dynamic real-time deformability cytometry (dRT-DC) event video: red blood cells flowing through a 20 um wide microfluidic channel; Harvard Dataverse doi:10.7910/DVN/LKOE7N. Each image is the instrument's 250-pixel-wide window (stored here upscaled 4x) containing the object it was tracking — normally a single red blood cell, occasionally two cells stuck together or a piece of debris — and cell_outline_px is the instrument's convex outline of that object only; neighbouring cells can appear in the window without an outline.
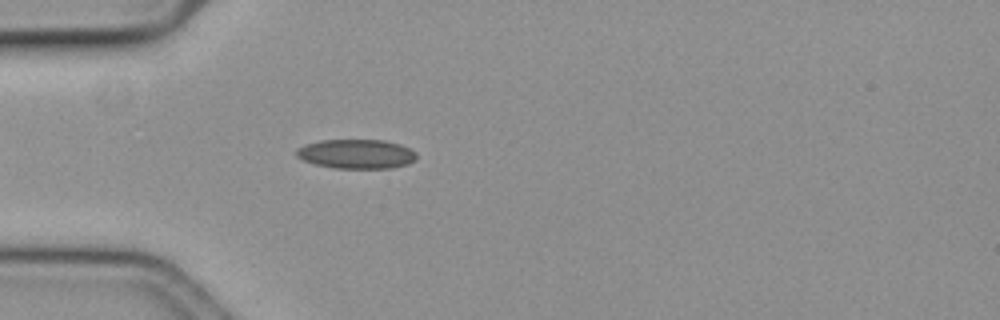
{"species": "common noctule bat (a hibernating species)", "species_latin": "Nyctalus noctula", "temperature_condition": "cold", "stored_images_in_passage": 46, "camera_frame_rate_fps": 3000, "um_per_image_px": 0.085, "animal": {"sex": "female", "body_mass_g": 19.3, "forearm_length_mm": 54.1}, "frame": {"image": 1, "passage_image": 6, "time_ms": 1.667, "image_size_px": [1000, 320], "cell_outline_px": [[416, 160], [408, 164], [392, 168], [332, 168], [316, 164], [304, 160], [296, 156], [296, 148], [304, 144], [320, 140], [384, 140], [400, 144], [416, 152]], "centroid_in_image_um": [30.29, 13.08], "position_along_channel_um": 54.7, "area_um2": 20.63}}
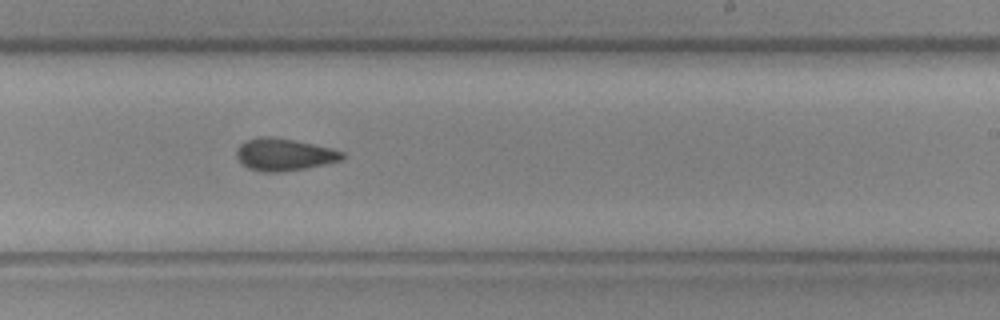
{"frame": {"image": 2, "passage_image": 24, "time_ms": 7.667, "image_size_px": [1000, 320], "cell_outline_px": [[344, 160], [304, 168], [280, 172], [264, 172], [248, 168], [236, 156], [236, 148], [240, 144], [248, 140], [260, 136], [268, 136], [292, 140], [332, 148], [344, 152]], "centroid_in_image_um": [24.15, 13.14], "position_along_channel_um": 264.8, "area_um2": 19.65}}
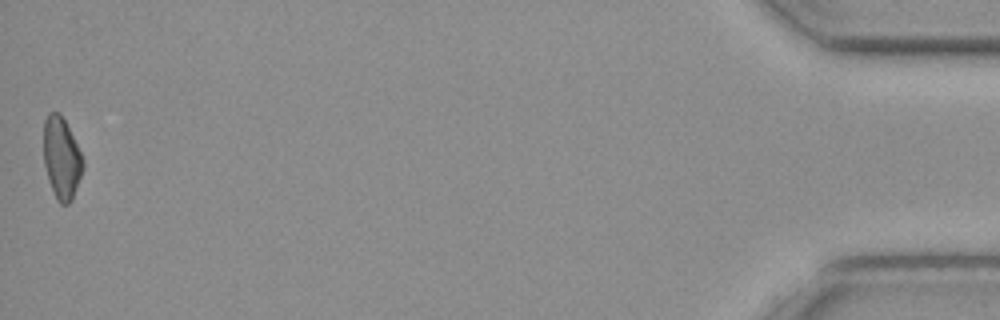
{"frame": {"image": 3, "passage_image": 46, "time_ms": 15.0, "image_size_px": [1000, 320], "cell_outline_px": [[84, 168], [72, 200], [68, 204], [60, 204], [56, 200], [48, 180], [44, 164], [44, 120], [48, 112], [60, 112], [84, 160]], "centroid_in_image_um": [5.22, 13.47], "position_along_channel_um": 430.0, "area_um2": 18.73}, "authors_computed_cell_mechanics": {"area_um2": 19.652, "velocity_mm_per_s": 3.6364, "shape_relaxation_time_tau1_ms": null, "shape_relaxation_time_tau2_ms": 4.9335, "deformation_change_tau1": null, "deformation_change_tau2": 0.1062}}